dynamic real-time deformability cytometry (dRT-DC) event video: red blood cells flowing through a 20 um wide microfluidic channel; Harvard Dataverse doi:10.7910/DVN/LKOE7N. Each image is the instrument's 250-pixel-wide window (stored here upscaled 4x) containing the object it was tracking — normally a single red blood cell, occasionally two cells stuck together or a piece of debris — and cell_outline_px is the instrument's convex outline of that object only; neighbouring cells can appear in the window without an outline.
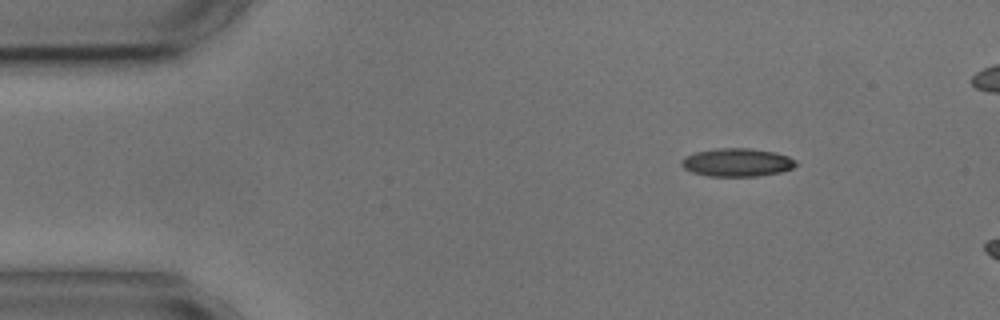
{"species": "common noctule bat (a hibernating species)", "species_latin": "Nyctalus noctula", "temperature_condition": "cold", "stored_images_in_passage": 3, "camera_frame_rate_fps": 3000, "um_per_image_px": 0.085, "animal": {"sex": "male", "body_mass_g": 17.9, "forearm_length_mm": 54.2}, "frame": {"image": 1, "passage_image": 1, "time_ms": 0.0, "image_size_px": [1000, 320], "cell_outline_px": [[796, 164], [792, 168], [780, 172], [756, 176], [708, 176], [692, 172], [684, 168], [680, 164], [680, 160], [684, 156], [696, 152], [716, 148], [752, 148], [776, 152], [788, 156], [796, 160]], "centroid_in_image_um": [62.62, 13.79], "position_along_channel_um": 22.4, "area_um2": 18.9}}